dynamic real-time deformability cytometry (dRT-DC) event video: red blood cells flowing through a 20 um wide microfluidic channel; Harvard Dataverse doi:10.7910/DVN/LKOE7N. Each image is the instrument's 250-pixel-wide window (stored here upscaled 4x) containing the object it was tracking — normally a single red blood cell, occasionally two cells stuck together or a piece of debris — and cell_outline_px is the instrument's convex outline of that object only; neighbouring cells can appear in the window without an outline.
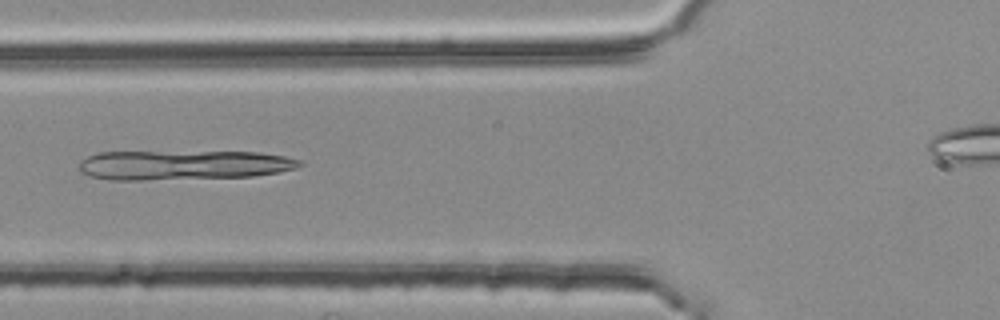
{"species": "common noctule bat (a hibernating species)", "species_latin": "Nyctalus noctula", "temperature_condition": "room temperature", "stored_images_in_passage": 4, "camera_frame_rate_fps": 3000, "um_per_image_px": 0.085, "animal": {"sex": "female", "body_mass_g": 25.1}, "frame": {"image": 1, "passage_image": 4, "time_ms": 1.0, "image_size_px": [1000, 320], "cell_outline_px": [[304, 164], [296, 168], [276, 172], [252, 176], [144, 180], [112, 180], [88, 176], [80, 172], [80, 160], [96, 152], [260, 152], [284, 156], [300, 160]], "centroid_in_image_um": [15.54, 14.02], "position_along_channel_um": 110.3, "area_um2": 37.97}}